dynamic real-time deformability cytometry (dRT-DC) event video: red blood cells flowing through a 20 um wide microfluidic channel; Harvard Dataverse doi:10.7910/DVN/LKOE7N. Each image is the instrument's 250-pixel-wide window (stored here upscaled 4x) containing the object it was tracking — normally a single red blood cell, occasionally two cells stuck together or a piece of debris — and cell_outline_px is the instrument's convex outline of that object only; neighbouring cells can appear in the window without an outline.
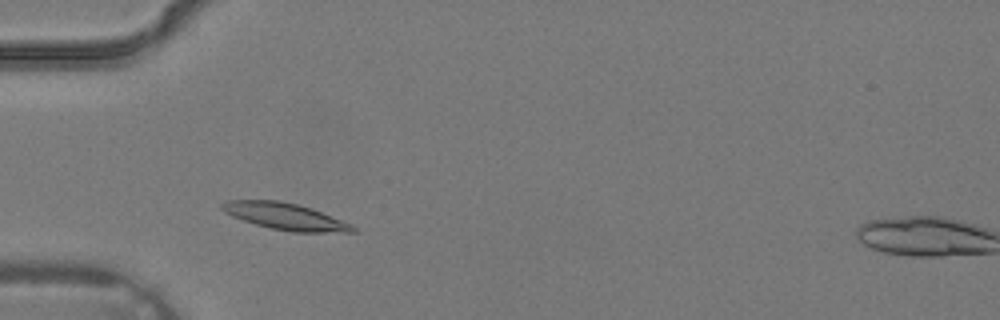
{"species": "common noctule bat (a hibernating species)", "species_latin": "Nyctalus noctula", "temperature_condition": "warm", "stored_images_in_passage": 3, "camera_frame_rate_fps": 3000, "um_per_image_px": 0.085, "animal": {"sex": "male", "body_mass_g": 19.2, "forearm_length_mm": 51.8}, "frame": {"image": 1, "passage_image": 2, "time_ms": 0.333, "image_size_px": [1000, 320], "cell_outline_px": [[356, 232], [292, 232], [268, 228], [232, 216], [224, 212], [220, 208], [220, 204], [228, 200], [280, 200], [312, 208], [352, 224], [356, 228]], "centroid_in_image_um": [24.25, 18.39], "position_along_channel_um": 60.8, "area_um2": 20.4}}
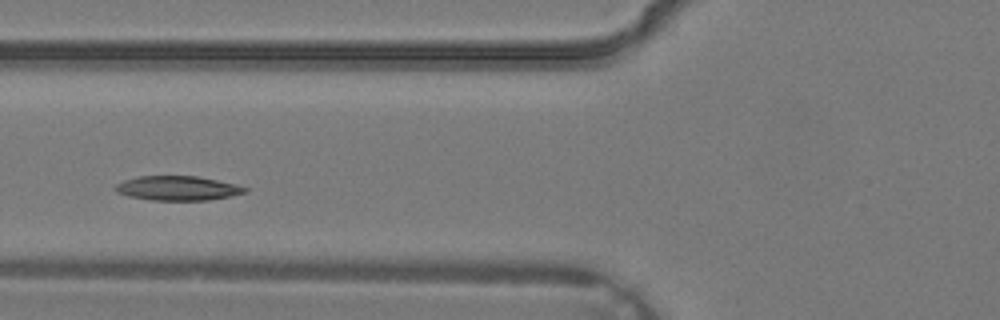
{"frame": {"image": 2, "passage_image": 3, "time_ms": 0.667, "image_size_px": [1000, 320], "cell_outline_px": [[248, 192], [208, 200], [152, 200], [128, 196], [116, 192], [116, 184], [124, 180], [136, 176], [196, 176], [236, 184], [248, 188]], "centroid_in_image_um": [15.09, 15.99], "position_along_channel_um": 110.7, "area_um2": 18.32}}